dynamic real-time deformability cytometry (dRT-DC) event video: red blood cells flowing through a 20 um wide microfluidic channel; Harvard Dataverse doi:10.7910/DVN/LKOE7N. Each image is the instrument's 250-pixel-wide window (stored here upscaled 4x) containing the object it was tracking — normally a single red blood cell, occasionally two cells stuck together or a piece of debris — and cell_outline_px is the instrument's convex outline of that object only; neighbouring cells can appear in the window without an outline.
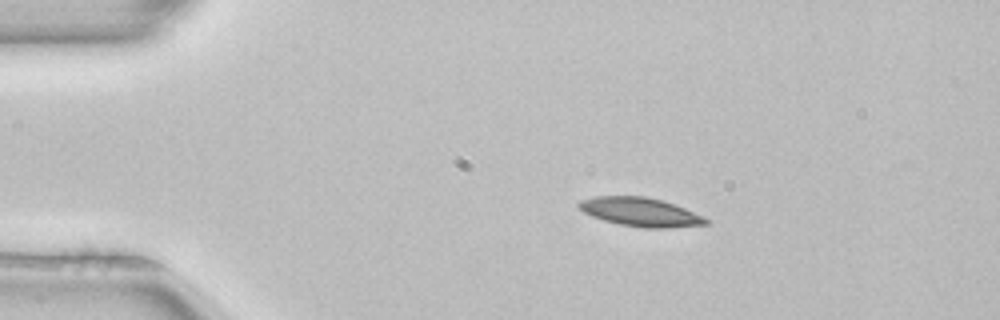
{"species": "common noctule bat (a hibernating species)", "species_latin": "Nyctalus noctula", "temperature_condition": "room temperature", "stored_images_in_passage": 2, "camera_frame_rate_fps": 3000, "um_per_image_px": 0.085, "animal": {"sex": "female", "body_mass_g": 22.7, "forearm_length_mm": 54.2}, "frame": {"image": 1, "passage_image": 1, "time_ms": 0.0, "image_size_px": [1000, 320], "cell_outline_px": [[712, 224], [668, 228], [644, 228], [620, 224], [604, 220], [592, 216], [584, 212], [576, 204], [580, 200], [592, 196], [644, 196], [660, 200], [684, 208], [704, 216], [712, 220]], "centroid_in_image_um": [54.47, 18.03], "position_along_channel_um": 30.5, "area_um2": 21.39}}